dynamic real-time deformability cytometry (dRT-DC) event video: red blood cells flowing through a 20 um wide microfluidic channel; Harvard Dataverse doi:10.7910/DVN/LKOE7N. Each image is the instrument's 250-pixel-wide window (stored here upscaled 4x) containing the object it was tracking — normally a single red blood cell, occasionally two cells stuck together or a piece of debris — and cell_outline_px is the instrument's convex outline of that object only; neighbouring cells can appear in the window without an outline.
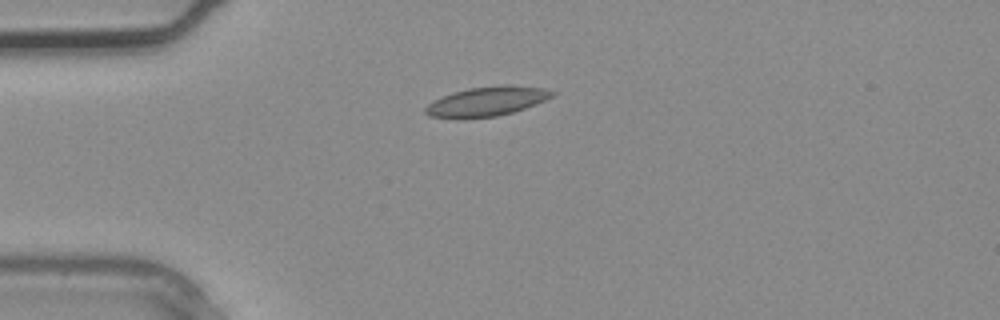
{"species": "common noctule bat (a hibernating species)", "species_latin": "Nyctalus noctula", "temperature_condition": "warm", "stored_images_in_passage": 1, "camera_frame_rate_fps": 3000, "um_per_image_px": 0.085, "animal": {"sex": "male", "body_mass_g": 20.4}, "frame": {"image": 1, "passage_image": 1, "time_ms": 0.0, "image_size_px": [1000, 320], "cell_outline_px": [[556, 92], [552, 96], [536, 104], [512, 112], [496, 116], [456, 120], [428, 116], [424, 112], [424, 108], [428, 104], [440, 96], [452, 92], [468, 88], [504, 84], [508, 84], [544, 88]], "centroid_in_image_um": [41.3, 8.63], "position_along_channel_um": 43.7, "area_um2": 22.2}}